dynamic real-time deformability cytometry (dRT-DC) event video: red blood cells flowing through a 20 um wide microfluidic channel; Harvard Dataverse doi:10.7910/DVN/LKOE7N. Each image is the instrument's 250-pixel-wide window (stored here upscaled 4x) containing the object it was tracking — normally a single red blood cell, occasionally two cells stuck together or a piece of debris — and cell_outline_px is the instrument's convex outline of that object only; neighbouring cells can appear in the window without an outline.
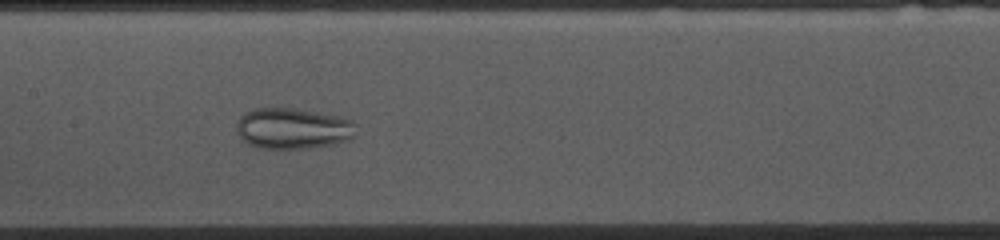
{"species": "common noctule bat (a hibernating species)", "species_latin": "Nyctalus noctula", "temperature_condition": "cold", "stored_images_in_passage": 45, "camera_frame_rate_fps": 3000, "um_per_image_px": 0.085, "animal": {"sex": "female", "body_mass_g": 10.0, "forearm_length_mm": 53.1}, "frame": {"image": 1, "passage_image": 16, "time_ms": 5.0, "image_size_px": [1000, 240], "cell_outline_px": [[356, 124], [352, 140], [336, 144], [308, 148], [260, 148], [248, 144], [240, 136], [236, 128], [236, 124], [240, 116], [244, 112], [256, 108], [296, 108], [344, 116], [352, 120]], "centroid_in_image_um": [24.94, 10.9], "position_along_channel_um": 182.5, "area_um2": 28.96}}
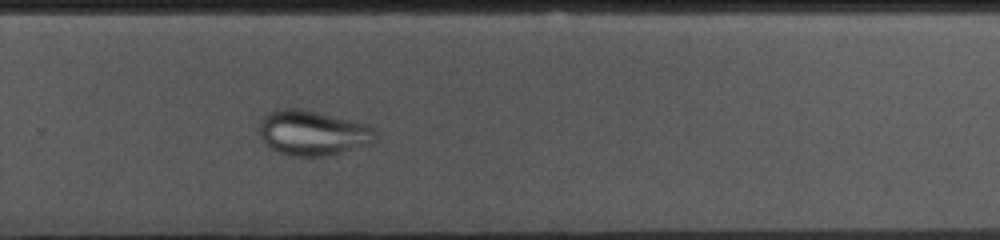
{"frame": {"image": 2, "passage_image": 26, "time_ms": 8.333, "image_size_px": [1000, 240], "cell_outline_px": [[376, 140], [372, 144], [324, 156], [292, 156], [280, 152], [272, 148], [260, 136], [260, 124], [264, 116], [268, 112], [276, 108], [300, 108], [368, 124], [376, 132]], "centroid_in_image_um": [26.6, 11.28], "position_along_channel_um": 303.2, "area_um2": 30.29}}
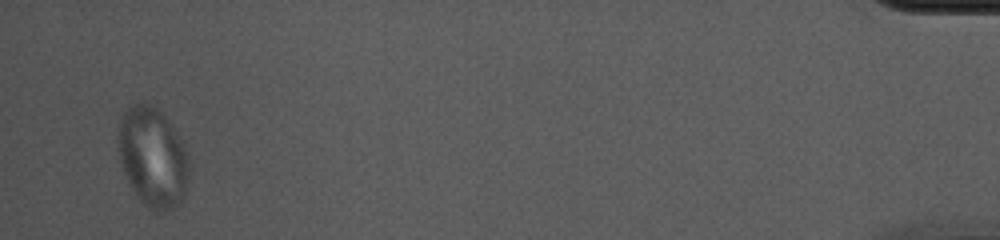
{"frame": {"image": 3, "passage_image": 43, "time_ms": 14.0, "image_size_px": [1000, 240], "cell_outline_px": [[188, 176], [184, 196], [172, 208], [160, 212], [156, 212], [148, 208], [140, 200], [124, 176], [120, 160], [120, 116], [132, 104], [152, 104], [168, 120], [180, 140], [188, 156]], "centroid_in_image_um": [12.98, 13.38], "position_along_channel_um": 422.2, "area_um2": 40.4}}